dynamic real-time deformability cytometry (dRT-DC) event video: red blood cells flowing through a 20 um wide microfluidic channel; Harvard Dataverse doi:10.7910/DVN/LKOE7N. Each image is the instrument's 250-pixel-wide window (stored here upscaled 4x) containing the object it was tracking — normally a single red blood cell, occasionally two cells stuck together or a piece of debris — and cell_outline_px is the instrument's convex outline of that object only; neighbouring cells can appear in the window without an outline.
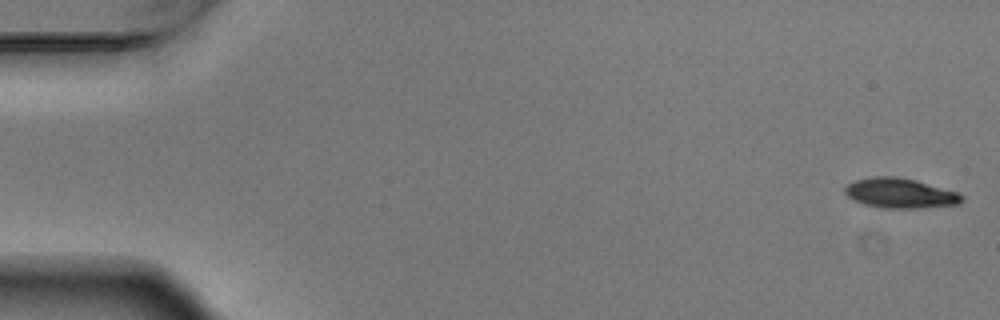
{"species": "Egyptian fruit bat (a non-hibernating species)", "species_latin": "Rousettus aegyptiacus", "temperature_condition": "warm", "stored_images_in_passage": 5, "camera_frame_rate_fps": 3000, "um_per_image_px": 0.085, "animal": {"sex": "male"}, "frame": {"image": 1, "passage_image": 1, "time_ms": 0.0, "image_size_px": [1000, 320], "cell_outline_px": [[964, 200], [960, 204], [916, 208], [884, 208], [864, 204], [848, 196], [844, 192], [844, 188], [848, 184], [856, 180], [872, 176], [900, 176], [916, 180], [960, 192], [964, 196]], "centroid_in_image_um": [76.56, 16.41], "position_along_channel_um": 8.4, "area_um2": 20.52}}